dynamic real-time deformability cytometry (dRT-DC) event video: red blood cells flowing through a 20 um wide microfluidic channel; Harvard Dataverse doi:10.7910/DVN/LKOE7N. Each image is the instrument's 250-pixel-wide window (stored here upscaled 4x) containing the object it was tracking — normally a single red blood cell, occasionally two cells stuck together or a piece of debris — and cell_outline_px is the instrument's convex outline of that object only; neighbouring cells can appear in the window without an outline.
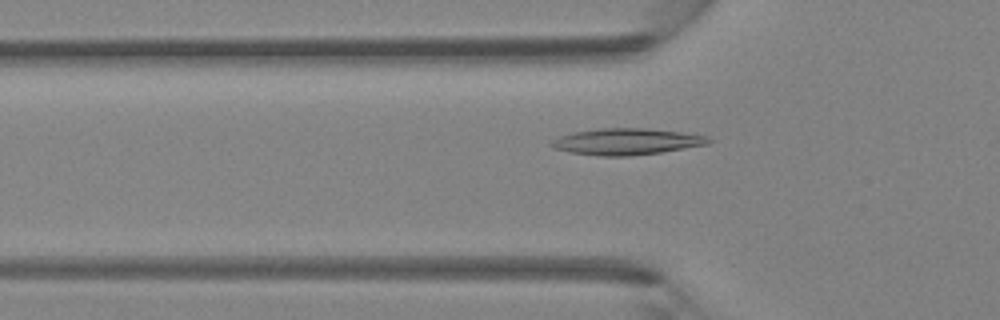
{"species": "Egyptian fruit bat (a non-hibernating species)", "species_latin": "Rousettus aegyptiacus", "temperature_condition": "room temperature", "stored_images_in_passage": 33, "camera_frame_rate_fps": 3000, "um_per_image_px": 0.085, "animal": {"sex": "female"}, "frame": {"image": 1, "passage_image": 3, "time_ms": 0.667, "image_size_px": [1000, 320], "cell_outline_px": [[712, 140], [708, 144], [660, 152], [628, 156], [600, 156], [568, 152], [552, 148], [548, 144], [552, 140], [560, 136], [572, 132], [600, 128], [648, 128], [680, 132], [708, 136]], "centroid_in_image_um": [53.2, 12.03], "position_along_channel_um": 72.6, "area_um2": 24.22}}
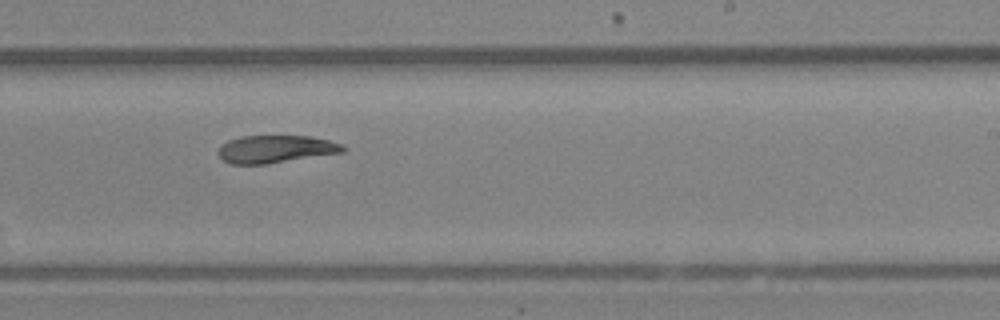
{"frame": {"image": 2, "passage_image": 16, "time_ms": 5.0, "image_size_px": [1000, 320], "cell_outline_px": [[344, 152], [264, 164], [228, 164], [216, 152], [228, 140], [240, 136], [308, 136], [328, 140], [340, 144], [344, 148]], "centroid_in_image_um": [23.38, 12.67], "position_along_channel_um": 265.6, "area_um2": 19.77}}
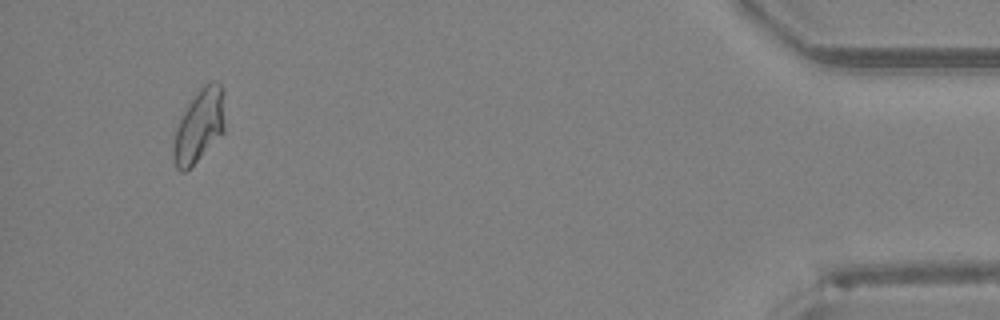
{"frame": {"image": 3, "passage_image": 31, "time_ms": 10.0, "image_size_px": [1000, 320], "cell_outline_px": [[224, 132], [184, 172], [180, 172], [176, 168], [172, 152], [172, 148], [176, 128], [184, 112], [196, 92], [208, 80], [216, 80], [224, 88]], "centroid_in_image_um": [16.95, 10.63], "position_along_channel_um": 418.3, "area_um2": 21.73}}